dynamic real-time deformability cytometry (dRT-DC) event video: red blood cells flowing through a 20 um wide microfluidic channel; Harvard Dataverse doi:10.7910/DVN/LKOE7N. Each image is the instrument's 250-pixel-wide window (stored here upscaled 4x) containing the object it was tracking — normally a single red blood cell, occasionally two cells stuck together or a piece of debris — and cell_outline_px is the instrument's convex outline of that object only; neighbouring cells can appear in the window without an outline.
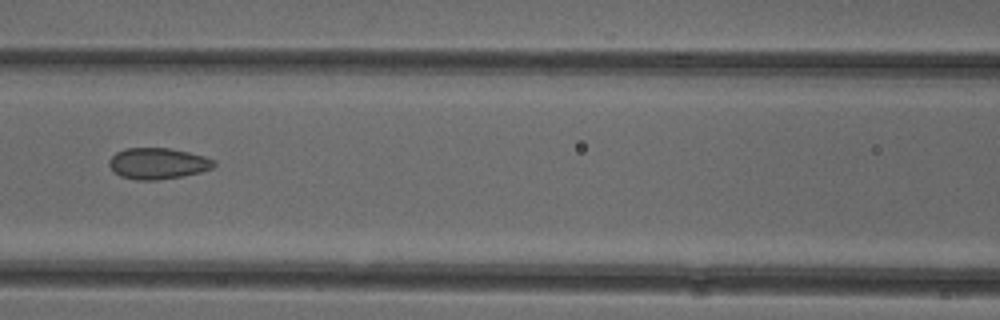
{"species": "common noctule bat (a hibernating species)", "species_latin": "Nyctalus noctula", "temperature_condition": "cold", "stored_images_in_passage": 4, "camera_frame_rate_fps": 3000, "um_per_image_px": 0.085, "animal": {"sex": "female"}, "frame": {"image": 1, "passage_image": 4, "time_ms": 3.333, "image_size_px": [1000, 320], "cell_outline_px": [[216, 164], [212, 168], [200, 172], [184, 176], [156, 180], [136, 180], [120, 176], [108, 164], [108, 160], [116, 152], [124, 148], [168, 148], [188, 152], [204, 156], [216, 160]], "centroid_in_image_um": [13.42, 13.89], "position_along_channel_um": 153.2, "area_um2": 19.07}}